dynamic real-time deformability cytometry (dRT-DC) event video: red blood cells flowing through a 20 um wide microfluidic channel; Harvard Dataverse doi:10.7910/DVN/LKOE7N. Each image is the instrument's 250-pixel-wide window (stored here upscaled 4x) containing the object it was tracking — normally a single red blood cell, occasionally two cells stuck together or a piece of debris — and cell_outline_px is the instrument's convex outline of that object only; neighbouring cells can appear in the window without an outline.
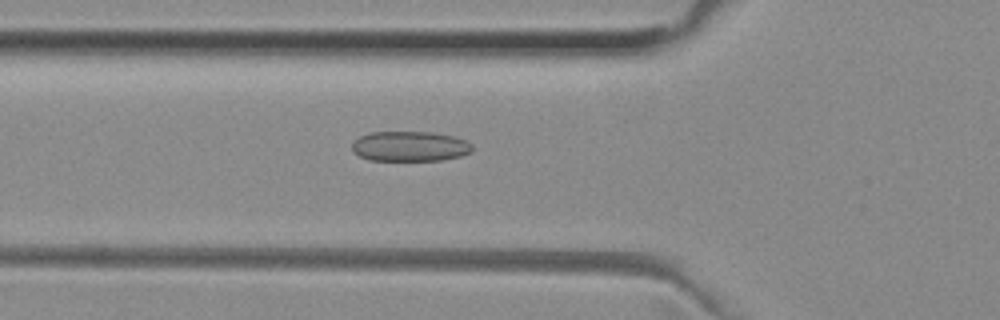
{"species": "common noctule bat (a hibernating species)", "species_latin": "Nyctalus noctula", "temperature_condition": "room temperature", "stored_images_in_passage": 47, "camera_frame_rate_fps": 3000, "um_per_image_px": 0.085, "animal": {"sex": "female", "body_mass_g": 29.2, "forearm_length_mm": 56.3}, "frame": {"image": 1, "passage_image": 14, "time_ms": 4.333, "image_size_px": [1000, 320], "cell_outline_px": [[472, 152], [460, 156], [440, 160], [368, 160], [352, 152], [352, 144], [360, 136], [368, 132], [432, 132], [456, 136], [468, 140], [472, 144]], "centroid_in_image_um": [34.86, 12.43], "position_along_channel_um": 90.9, "area_um2": 21.27}}
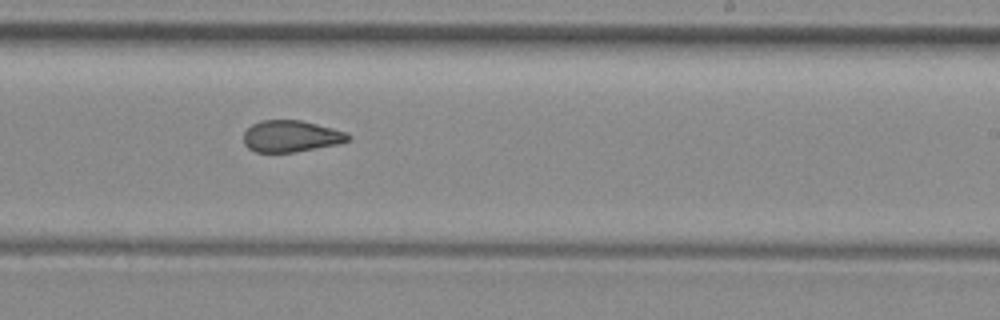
{"frame": {"image": 2, "passage_image": 27, "time_ms": 8.667, "image_size_px": [1000, 320], "cell_outline_px": [[352, 136], [348, 140], [340, 144], [292, 152], [256, 152], [248, 148], [244, 144], [244, 132], [252, 124], [260, 120], [300, 120], [348, 132]], "centroid_in_image_um": [24.74, 11.57], "position_along_channel_um": 264.3, "area_um2": 19.25}}
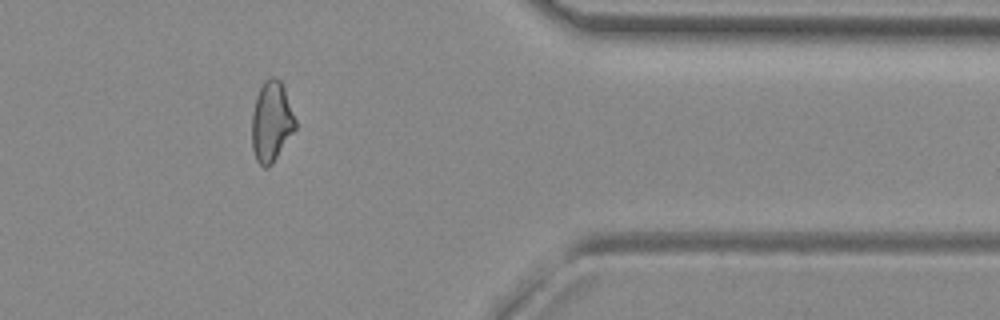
{"frame": {"image": 3, "passage_image": 38, "time_ms": 12.333, "image_size_px": [1000, 320], "cell_outline_px": [[296, 128], [272, 164], [268, 168], [264, 168], [256, 160], [252, 148], [252, 112], [256, 96], [264, 80], [268, 76], [276, 76], [280, 80], [284, 88], [296, 120]], "centroid_in_image_um": [23.06, 10.32], "position_along_channel_um": 388.3, "area_um2": 20.46}, "authors_computed_cell_mechanics": {"area_um2": 20.519, "velocity_mm_per_s": 3.994, "shape_relaxation_time_tau1_ms": null, "shape_relaxation_time_tau2_ms": 2.1567, "deformation_change_tau1": null, "deformation_change_tau2": 0.0867}}